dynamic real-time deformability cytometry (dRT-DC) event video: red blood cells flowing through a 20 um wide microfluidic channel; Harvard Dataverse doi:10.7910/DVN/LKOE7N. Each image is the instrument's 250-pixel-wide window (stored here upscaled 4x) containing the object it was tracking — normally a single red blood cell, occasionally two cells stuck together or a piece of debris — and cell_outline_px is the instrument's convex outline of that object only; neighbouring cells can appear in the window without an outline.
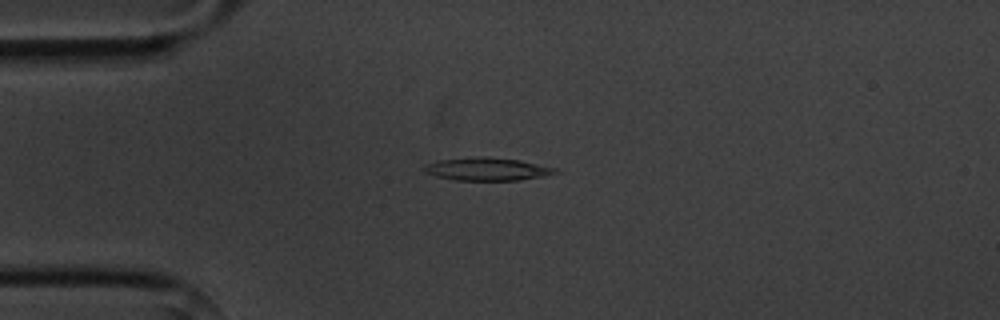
{"species": "common noctule bat (a hibernating species)", "species_latin": "Nyctalus noctula", "temperature_condition": "cold", "stored_images_in_passage": 6, "camera_frame_rate_fps": 3000, "um_per_image_px": 0.085, "animal": {"sex": "male", "body_mass_g": 20.1, "forearm_length_mm": 53.5}, "frame": {"image": 1, "passage_image": 2, "time_ms": 1.667, "image_size_px": [1000, 320], "cell_outline_px": [[560, 172], [544, 176], [516, 180], [456, 180], [436, 176], [424, 172], [424, 164], [440, 160], [480, 156], [520, 160], [556, 168]], "centroid_in_image_um": [41.4, 14.37], "position_along_channel_um": 43.6, "area_um2": 17.34}}
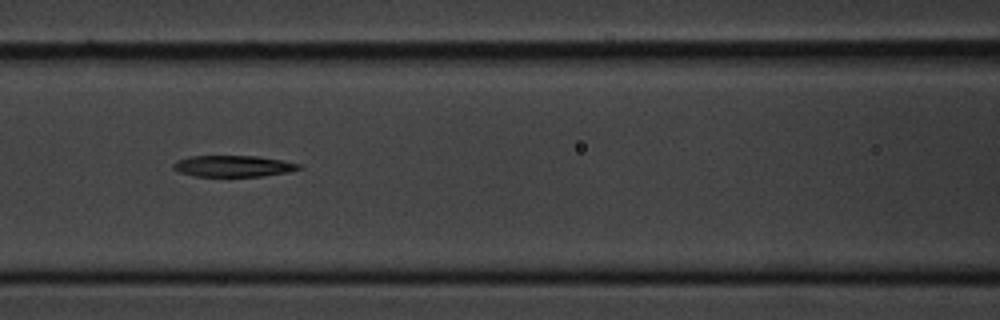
{"frame": {"image": 2, "passage_image": 5, "time_ms": 5.0, "image_size_px": [1000, 320], "cell_outline_px": [[304, 168], [288, 172], [260, 176], [192, 176], [180, 172], [172, 168], [172, 164], [176, 160], [192, 156], [256, 156], [280, 160], [300, 164]], "centroid_in_image_um": [19.8, 14.12], "position_along_channel_um": 146.8, "area_um2": 15.55}}
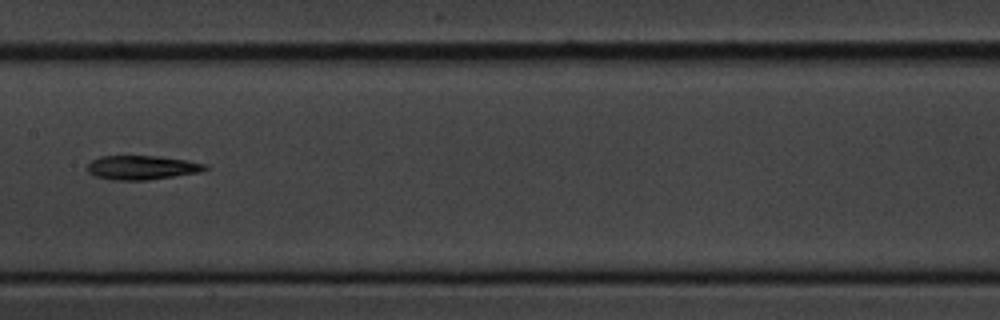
{"frame": {"image": 3, "passage_image": 6, "time_ms": 6.333, "image_size_px": [1000, 320], "cell_outline_px": [[208, 168], [200, 172], [148, 180], [112, 180], [96, 176], [88, 172], [84, 168], [92, 160], [100, 156], [156, 156], [184, 160], [208, 164]], "centroid_in_image_um": [12.03, 14.24], "position_along_channel_um": 195.4, "area_um2": 16.53}}